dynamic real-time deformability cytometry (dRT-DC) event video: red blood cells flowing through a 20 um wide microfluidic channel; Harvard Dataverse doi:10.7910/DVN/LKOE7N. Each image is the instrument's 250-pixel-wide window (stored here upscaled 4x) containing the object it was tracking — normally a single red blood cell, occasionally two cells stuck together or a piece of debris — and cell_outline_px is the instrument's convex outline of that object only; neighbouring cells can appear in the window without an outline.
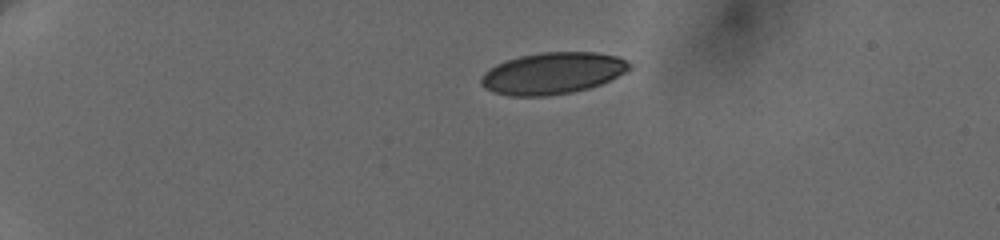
{"species": "human", "species_latin": "Homo sapiens", "temperature_condition": "cold", "stored_images_in_passage": 7, "camera_frame_rate_fps": 3000, "um_per_image_px": 0.085, "donor": {"sex": "female"}, "frame": {"image": 1, "passage_image": 1, "time_ms": 0.0, "image_size_px": [1000, 240], "cell_outline_px": [[632, 68], [600, 84], [588, 88], [572, 92], [548, 96], [508, 96], [492, 92], [484, 88], [480, 84], [480, 80], [484, 72], [496, 64], [520, 56], [540, 52], [596, 52], [616, 56], [632, 64]], "centroid_in_image_um": [46.93, 6.23], "position_along_channel_um": 38.1, "area_um2": 35.95}}
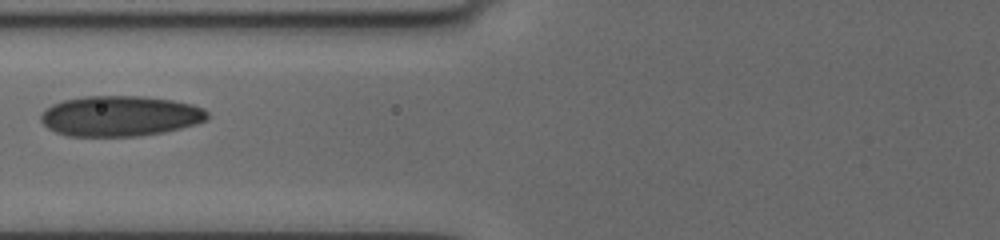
{"frame": {"image": 2, "passage_image": 5, "time_ms": 4.333, "image_size_px": [1000, 240], "cell_outline_px": [[208, 116], [204, 120], [196, 124], [164, 132], [136, 136], [68, 136], [56, 132], [48, 128], [40, 120], [40, 116], [52, 104], [64, 100], [84, 96], [144, 96], [172, 100], [192, 104], [204, 108], [208, 112]], "centroid_in_image_um": [10.21, 9.86], "position_along_channel_um": 115.6, "area_um2": 39.19}}
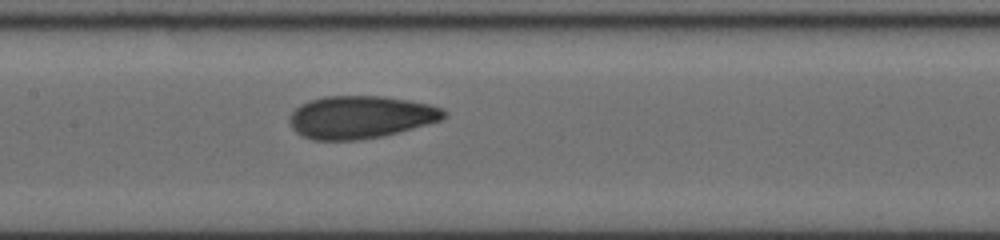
{"frame": {"image": 3, "passage_image": 7, "time_ms": 6.0, "image_size_px": [1000, 240], "cell_outline_px": [[448, 112], [440, 120], [396, 132], [380, 136], [352, 140], [316, 140], [304, 136], [296, 132], [292, 128], [292, 112], [300, 104], [324, 96], [384, 96], [408, 100], [428, 104], [444, 108]], "centroid_in_image_um": [30.65, 9.94], "position_along_channel_um": 176.7, "area_um2": 37.69}}